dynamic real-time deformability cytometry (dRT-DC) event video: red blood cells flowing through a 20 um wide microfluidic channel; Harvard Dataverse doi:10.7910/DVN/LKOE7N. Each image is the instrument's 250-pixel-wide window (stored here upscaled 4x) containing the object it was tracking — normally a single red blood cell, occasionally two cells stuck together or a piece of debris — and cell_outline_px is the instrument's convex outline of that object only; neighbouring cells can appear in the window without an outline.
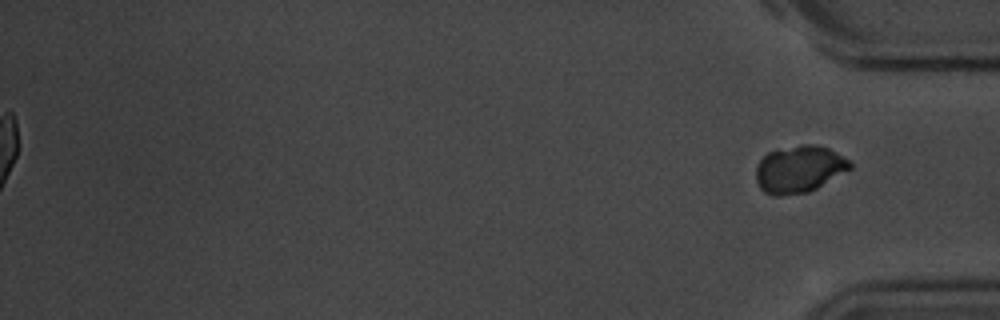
{"species": "common noctule bat (a hibernating species)", "species_latin": "Nyctalus noctula", "temperature_condition": "room temperature", "stored_images_in_passage": 16, "segment_of_instrument_passage": [2, 2], "camera_frame_rate_fps": 3000, "um_per_image_px": 0.085, "animal": {"sex": "male", "body_mass_g": 20.1, "forearm_length_mm": 53.5}, "frame": {"image": 1, "passage_image": 16, "time_ms": 19.0, "image_size_px": [1000, 320], "cell_outline_px": [[852, 168], [816, 188], [808, 192], [780, 196], [772, 196], [764, 192], [760, 188], [756, 180], [756, 164], [768, 152], [800, 144], [816, 144], [828, 148], [848, 160], [852, 164]], "centroid_in_image_um": [67.9, 14.38], "position_along_channel_um": 367.3, "area_um2": 25.72}}